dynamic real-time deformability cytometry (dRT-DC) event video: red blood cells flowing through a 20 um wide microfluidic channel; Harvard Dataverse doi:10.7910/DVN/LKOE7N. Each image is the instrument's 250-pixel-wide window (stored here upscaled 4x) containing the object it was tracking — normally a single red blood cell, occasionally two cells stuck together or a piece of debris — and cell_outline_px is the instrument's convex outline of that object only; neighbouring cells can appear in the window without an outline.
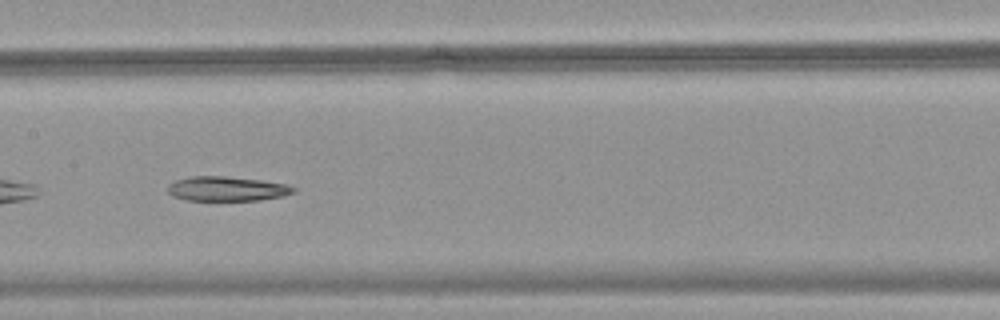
{"species": "common noctule bat (a hibernating species)", "species_latin": "Nyctalus noctula", "temperature_condition": "warm", "stored_images_in_passage": 32, "camera_frame_rate_fps": 3000, "um_per_image_px": 0.085, "animal": {"sex": "female", "body_mass_g": 18.4}, "frame": {"image": 1, "passage_image": 10, "time_ms": 3.0, "image_size_px": [1000, 320], "cell_outline_px": [[296, 192], [284, 196], [260, 200], [188, 200], [172, 196], [168, 192], [168, 184], [176, 180], [188, 176], [224, 176], [260, 180], [284, 184], [296, 188]], "centroid_in_image_um": [19.27, 16.04], "position_along_channel_um": 188.1, "area_um2": 17.98}}
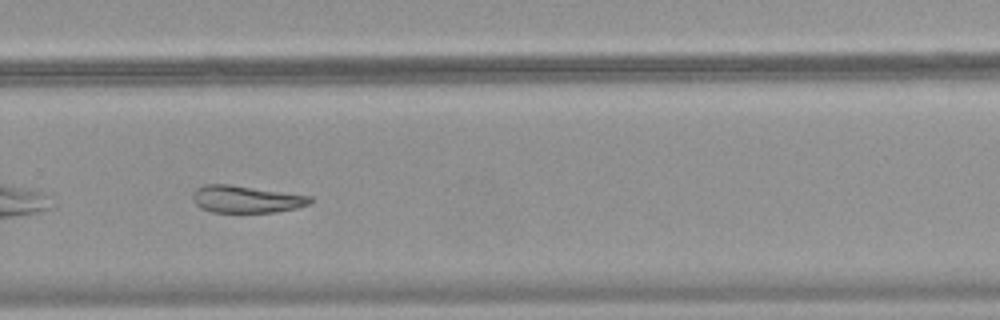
{"frame": {"image": 2, "passage_image": 19, "time_ms": 6.0, "image_size_px": [1000, 320], "cell_outline_px": [[312, 204], [296, 208], [276, 212], [212, 212], [200, 208], [192, 200], [192, 192], [196, 188], [204, 184], [228, 184], [312, 196]], "centroid_in_image_um": [20.91, 16.93], "position_along_channel_um": 308.9, "area_um2": 18.73}}